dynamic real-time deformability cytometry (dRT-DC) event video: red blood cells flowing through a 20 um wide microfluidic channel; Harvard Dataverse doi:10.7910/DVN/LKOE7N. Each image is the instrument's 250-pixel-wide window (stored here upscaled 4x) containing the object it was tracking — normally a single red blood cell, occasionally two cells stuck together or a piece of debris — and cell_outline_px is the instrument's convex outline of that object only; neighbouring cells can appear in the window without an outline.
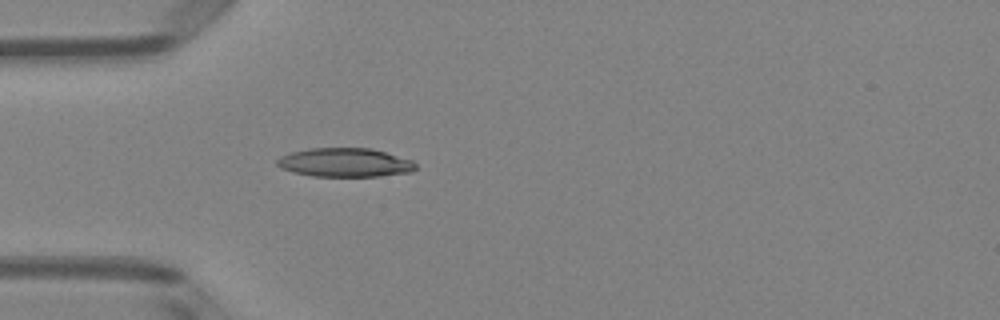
{"species": "Egyptian fruit bat (a non-hibernating species)", "species_latin": "Rousettus aegyptiacus", "temperature_condition": "room temperature", "stored_images_in_passage": 37, "camera_frame_rate_fps": 3000, "um_per_image_px": 0.085, "animal": {"sex": "female"}, "frame": {"image": 1, "passage_image": 1, "time_ms": 0.0, "image_size_px": [1000, 320], "cell_outline_px": [[416, 168], [412, 172], [380, 176], [312, 176], [292, 172], [280, 168], [276, 164], [276, 160], [280, 156], [292, 152], [308, 148], [372, 148], [412, 160], [416, 164]], "centroid_in_image_um": [29.31, 13.81], "position_along_channel_um": 55.7, "area_um2": 23.41}}
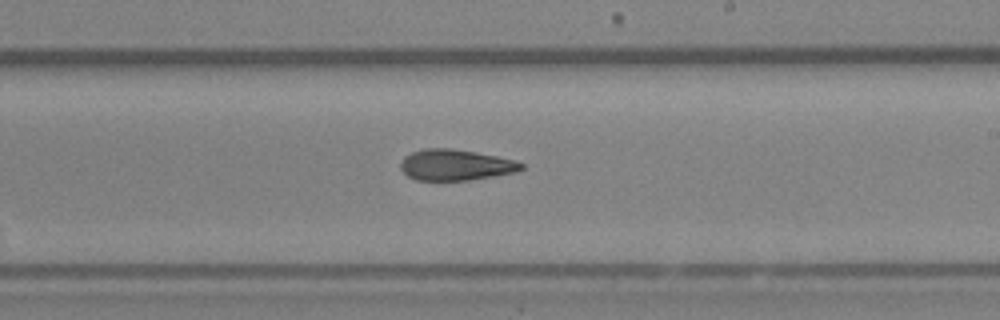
{"frame": {"image": 2, "passage_image": 16, "time_ms": 5.0, "image_size_px": [1000, 320], "cell_outline_px": [[524, 168], [512, 172], [492, 176], [468, 180], [416, 180], [408, 176], [400, 168], [400, 164], [404, 156], [412, 152], [424, 148], [452, 148], [476, 152], [496, 156], [512, 160], [524, 164]], "centroid_in_image_um": [38.67, 14.01], "position_along_channel_um": 250.3, "area_um2": 21.56}}
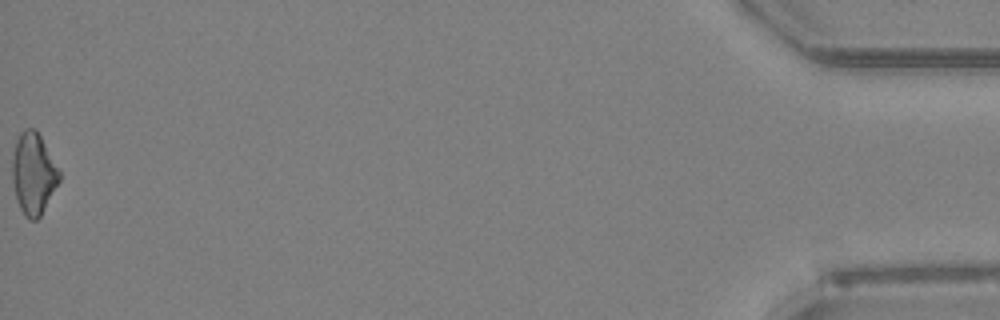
{"frame": {"image": 3, "passage_image": 37, "time_ms": 12.0, "image_size_px": [1000, 320], "cell_outline_px": [[60, 180], [40, 216], [36, 220], [28, 220], [24, 216], [16, 200], [12, 184], [12, 152], [16, 140], [20, 132], [24, 128], [36, 128], [60, 172]], "centroid_in_image_um": [2.81, 14.75], "position_along_channel_um": 432.4, "area_um2": 22.48}, "authors_computed_cell_mechanics": {"area_um2": 22.1374, "velocity_mm_per_s": 4.0165, "shape_relaxation_time_tau1_ms": 5.8244, "shape_relaxation_time_tau2_ms": 10.5541, "deformation_change_tau1": 0.1724, "deformation_change_tau2": 0.197}}